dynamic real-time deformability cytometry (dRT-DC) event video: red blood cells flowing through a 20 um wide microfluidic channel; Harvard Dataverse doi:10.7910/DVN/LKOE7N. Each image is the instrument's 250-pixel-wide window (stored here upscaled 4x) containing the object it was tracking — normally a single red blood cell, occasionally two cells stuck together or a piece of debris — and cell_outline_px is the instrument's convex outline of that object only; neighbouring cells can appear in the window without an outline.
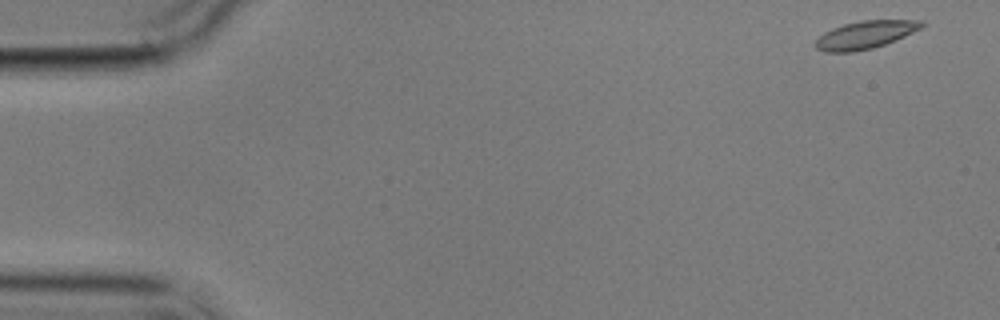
{"species": "common noctule bat (a hibernating species)", "species_latin": "Nyctalus noctula", "temperature_condition": "cold", "stored_images_in_passage": 5, "camera_frame_rate_fps": 3000, "um_per_image_px": 0.085, "animal": {"sex": "male", "body_mass_g": 17.9}, "frame": {"image": 1, "passage_image": 1, "time_ms": 0.0, "image_size_px": [1000, 320], "cell_outline_px": [[924, 24], [920, 28], [896, 40], [872, 48], [852, 52], [824, 52], [816, 48], [812, 44], [824, 32], [832, 28], [844, 24], [860, 20], [924, 20]], "centroid_in_image_um": [73.5, 2.96], "position_along_channel_um": 11.5, "area_um2": 17.17}}
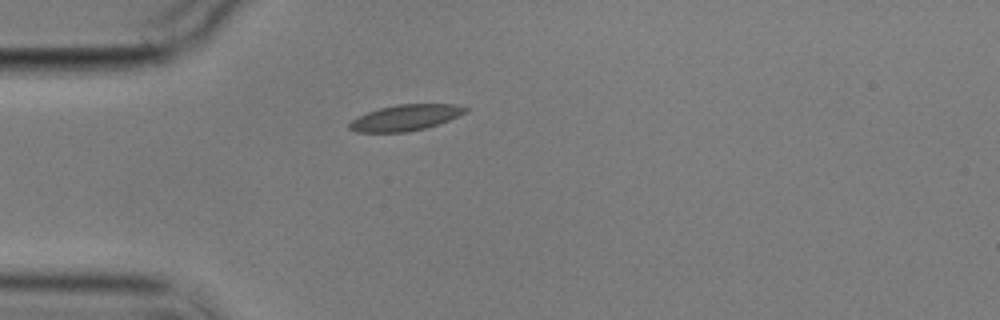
{"frame": {"image": 2, "passage_image": 4, "time_ms": 4.333, "image_size_px": [1000, 320], "cell_outline_px": [[468, 112], [448, 120], [424, 128], [408, 132], [356, 132], [348, 128], [348, 124], [352, 120], [368, 112], [380, 108], [396, 104], [456, 104], [468, 108]], "centroid_in_image_um": [34.47, 10.0], "position_along_channel_um": 50.5, "area_um2": 17.4}}